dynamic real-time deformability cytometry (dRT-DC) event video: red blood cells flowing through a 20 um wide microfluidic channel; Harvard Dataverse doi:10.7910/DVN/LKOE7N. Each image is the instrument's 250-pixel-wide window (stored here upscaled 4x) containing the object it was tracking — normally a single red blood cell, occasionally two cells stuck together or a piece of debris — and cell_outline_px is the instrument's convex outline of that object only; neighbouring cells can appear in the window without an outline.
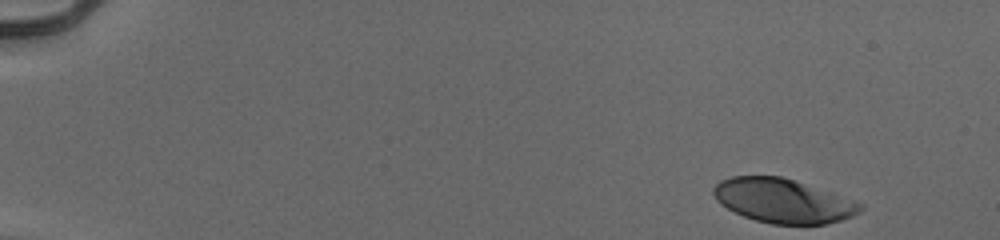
{"species": "human", "species_latin": "Homo sapiens", "temperature_condition": "cold", "stored_images_in_passage": 44, "camera_frame_rate_fps": 3000, "um_per_image_px": 0.085, "donor": {"sex": "male"}, "frame": {"image": 1, "passage_image": 1, "time_ms": 0.0, "image_size_px": [1000, 240], "cell_outline_px": [[864, 208], [860, 212], [852, 216], [828, 224], [772, 224], [756, 220], [744, 216], [720, 204], [716, 200], [712, 192], [712, 188], [720, 180], [732, 176], [780, 176], [856, 200], [864, 204]], "centroid_in_image_um": [66.57, 17.07], "position_along_channel_um": 18.4, "area_um2": 37.69}}
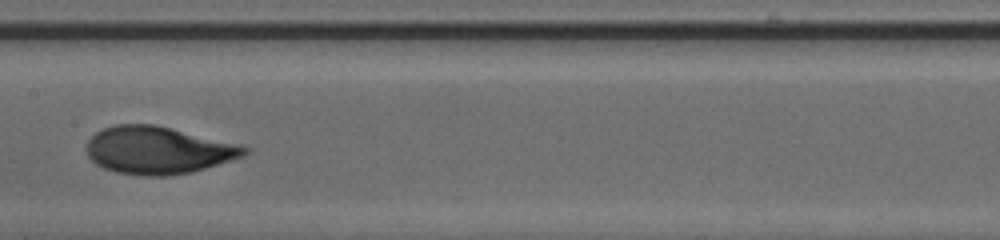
{"frame": {"image": 2, "passage_image": 26, "time_ms": 8.333, "image_size_px": [1000, 240], "cell_outline_px": [[252, 148], [244, 156], [192, 172], [164, 176], [144, 176], [116, 172], [104, 168], [96, 164], [88, 156], [84, 148], [88, 140], [96, 132], [104, 128], [116, 124], [156, 124], [244, 144]], "centroid_in_image_um": [13.48, 12.75], "position_along_channel_um": 193.9, "area_um2": 44.27}}
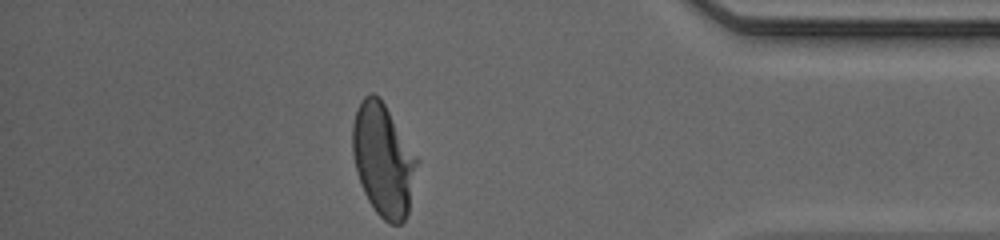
{"frame": {"image": 3, "passage_image": 44, "time_ms": 14.333, "image_size_px": [1000, 240], "cell_outline_px": [[416, 164], [408, 212], [404, 220], [400, 224], [388, 224], [376, 212], [368, 200], [364, 192], [356, 168], [352, 152], [352, 124], [356, 108], [360, 100], [368, 92], [372, 92], [380, 96], [416, 156]], "centroid_in_image_um": [32.53, 13.54], "position_along_channel_um": 402.7, "area_um2": 41.67}, "authors_computed_cell_mechanics": {"area_um2": 42.5119, "velocity_mm_per_s": 3.9311, "shape_relaxation_time_tau1_ms": 3.5636, "shape_relaxation_time_tau2_ms": 0.7581, "deformation_change_tau1": 0.1951, "deformation_change_tau2": 0.049}}